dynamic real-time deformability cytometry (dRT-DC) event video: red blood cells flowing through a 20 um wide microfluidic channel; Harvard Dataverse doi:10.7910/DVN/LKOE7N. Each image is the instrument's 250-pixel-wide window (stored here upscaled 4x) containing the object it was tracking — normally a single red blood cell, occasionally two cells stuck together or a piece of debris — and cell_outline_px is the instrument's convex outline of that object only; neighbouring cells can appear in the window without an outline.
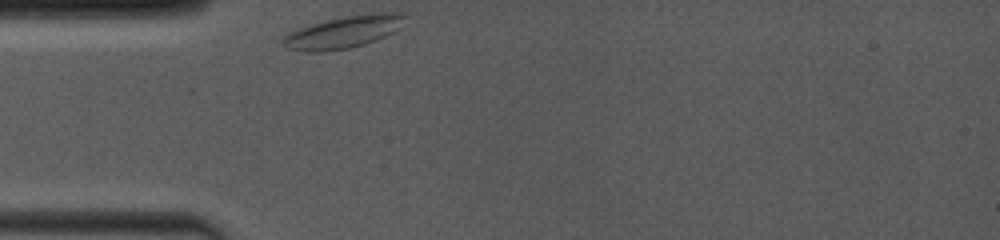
{"species": "common noctule bat (a hibernating species)", "species_latin": "Nyctalus noctula", "temperature_condition": "room temperature", "stored_images_in_passage": 41, "camera_frame_rate_fps": 4000, "um_per_image_px": 0.085, "animal": {"sex": "female", "body_mass_g": 19.0, "forearm_length_mm": 53.3}, "frame": {"image": 1, "passage_image": 1, "time_ms": 0.0, "image_size_px": [1000, 240], "cell_outline_px": [[404, 16], [396, 28], [392, 32], [376, 40], [364, 44], [348, 48], [324, 52], [308, 52], [288, 48], [280, 44], [280, 40], [284, 36], [300, 28], [312, 24], [328, 20], [348, 16], [372, 12], [404, 12]], "centroid_in_image_um": [29.14, 2.73], "position_along_channel_um": 55.9, "area_um2": 22.43}}
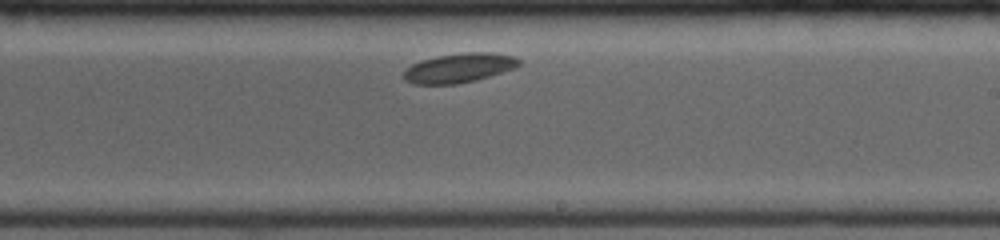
{"frame": {"image": 2, "passage_image": 18, "time_ms": 5.5, "image_size_px": [1000, 240], "cell_outline_px": [[520, 64], [516, 68], [476, 80], [456, 84], [412, 84], [404, 80], [404, 72], [412, 64], [436, 56], [464, 52], [492, 52], [516, 56], [520, 60]], "centroid_in_image_um": [39.06, 5.77], "position_along_channel_um": 249.9, "area_um2": 19.77}}
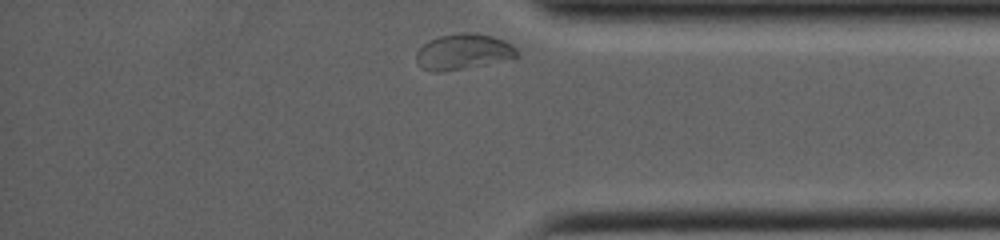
{"frame": {"image": 3, "passage_image": 40, "time_ms": 9.5, "image_size_px": [1000, 240], "cell_outline_px": [[520, 56], [460, 68], [436, 72], [432, 72], [420, 68], [416, 60], [416, 52], [428, 40], [440, 36], [460, 32], [476, 32], [492, 36], [504, 40], [512, 44], [520, 52]], "centroid_in_image_um": [39.35, 4.36], "position_along_channel_um": 395.8, "area_um2": 20.69}}